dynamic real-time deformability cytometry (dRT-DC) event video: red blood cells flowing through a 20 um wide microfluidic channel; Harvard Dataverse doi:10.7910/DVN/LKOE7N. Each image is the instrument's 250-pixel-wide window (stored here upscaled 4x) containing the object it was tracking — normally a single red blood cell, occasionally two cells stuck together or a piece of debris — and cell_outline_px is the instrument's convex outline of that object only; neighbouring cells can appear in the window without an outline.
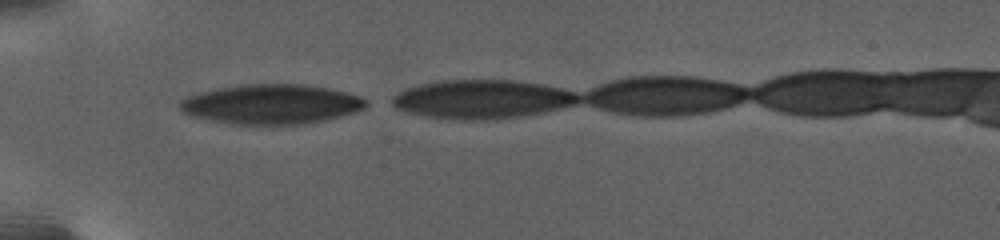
{"species": "human", "species_latin": "Homo sapiens", "temperature_condition": "warm", "stored_images_in_passage": 14, "camera_frame_rate_fps": 3000, "um_per_image_px": 0.085, "donor": {"sex": "female"}, "frame": {"image": 1, "passage_image": 1, "time_ms": 0.0, "image_size_px": [1000, 240], "cell_outline_px": [[368, 104], [364, 108], [356, 112], [324, 120], [296, 124], [232, 124], [188, 116], [180, 108], [180, 100], [188, 96], [200, 92], [220, 88], [248, 84], [304, 84], [328, 88], [360, 96], [368, 100]], "centroid_in_image_um": [23.06, 8.85], "position_along_channel_um": 61.9, "area_um2": 42.83}}
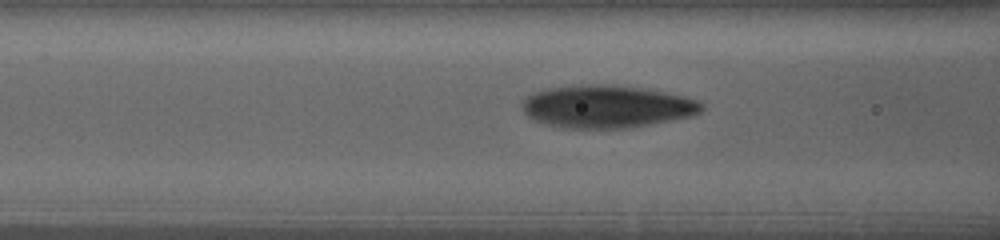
{"frame": {"image": 2, "passage_image": 7, "time_ms": 2.333, "image_size_px": [1000, 240], "cell_outline_px": [[704, 108], [700, 112], [692, 116], [648, 124], [624, 128], [560, 128], [544, 124], [532, 120], [524, 112], [524, 100], [532, 92], [548, 88], [580, 84], [600, 84], [640, 88], [664, 92], [696, 100], [704, 104]], "centroid_in_image_um": [51.52, 9.06], "position_along_channel_um": 115.1, "area_um2": 44.27}}
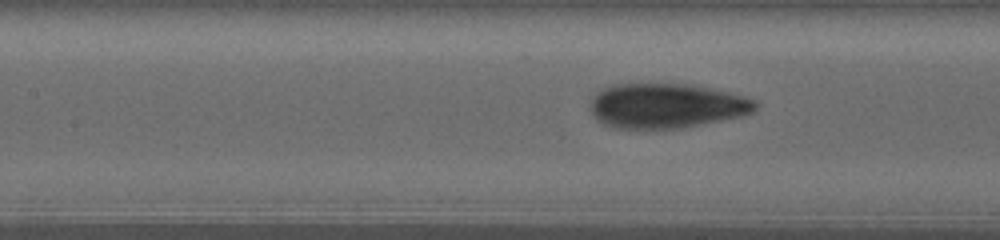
{"frame": {"image": 3, "passage_image": 10, "time_ms": 3.667, "image_size_px": [1000, 240], "cell_outline_px": [[756, 108], [752, 112], [744, 116], [680, 128], [612, 128], [596, 120], [592, 112], [592, 100], [604, 88], [612, 84], [688, 84], [708, 88], [744, 96], [756, 100]], "centroid_in_image_um": [56.66, 9.0], "position_along_channel_um": 150.7, "area_um2": 42.66}}